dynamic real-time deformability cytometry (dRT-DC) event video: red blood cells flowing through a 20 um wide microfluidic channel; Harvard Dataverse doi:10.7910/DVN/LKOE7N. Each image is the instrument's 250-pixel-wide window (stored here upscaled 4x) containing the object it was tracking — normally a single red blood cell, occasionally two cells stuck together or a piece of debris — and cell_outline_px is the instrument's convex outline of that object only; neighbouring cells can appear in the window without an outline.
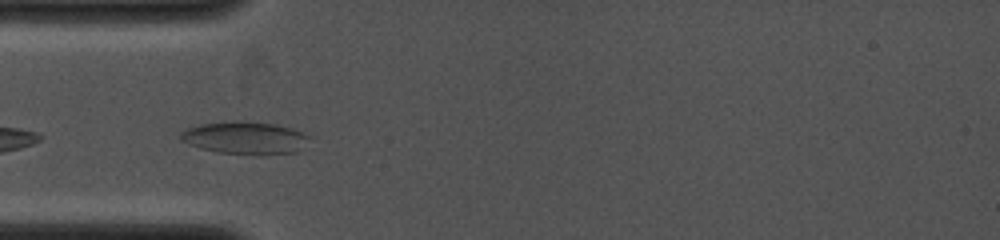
{"species": "common noctule bat (a hibernating species)", "species_latin": "Nyctalus noctula", "temperature_condition": "cold", "stored_images_in_passage": 5, "camera_frame_rate_fps": 4000, "um_per_image_px": 0.085, "animal": {"sex": "female", "body_mass_g": 19.0, "forearm_length_mm": 53.3}, "frame": {"image": 1, "passage_image": 4, "time_ms": 0.5, "image_size_px": [1000, 240], "cell_outline_px": [[312, 136], [296, 152], [216, 152], [200, 148], [188, 144], [180, 140], [180, 132], [188, 128], [200, 124], [276, 124], [292, 128], [304, 132]], "centroid_in_image_um": [20.82, 11.72], "position_along_channel_um": 64.2, "area_um2": 22.6}}